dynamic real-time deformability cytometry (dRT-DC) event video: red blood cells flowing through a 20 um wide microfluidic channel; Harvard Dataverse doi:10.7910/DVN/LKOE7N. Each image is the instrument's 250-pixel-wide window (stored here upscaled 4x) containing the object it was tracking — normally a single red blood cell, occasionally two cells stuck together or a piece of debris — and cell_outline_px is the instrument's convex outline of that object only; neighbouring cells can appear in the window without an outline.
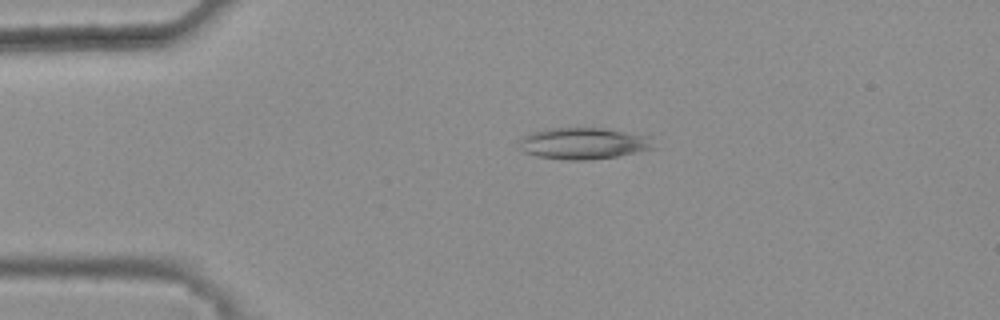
{"species": "common noctule bat (a hibernating species)", "species_latin": "Nyctalus noctula", "temperature_condition": "warm", "stored_images_in_passage": 2, "camera_frame_rate_fps": 3000, "um_per_image_px": 0.085, "animal": {"sex": "female", "body_mass_g": 25.1}, "frame": {"image": 1, "passage_image": 1, "time_ms": 0.0, "image_size_px": [1000, 320], "cell_outline_px": [[656, 148], [616, 156], [588, 160], [568, 160], [536, 156], [524, 152], [520, 148], [520, 140], [524, 136], [532, 132], [544, 128], [604, 128], [648, 136]], "centroid_in_image_um": [49.57, 12.19], "position_along_channel_um": 35.4, "area_um2": 24.57}}